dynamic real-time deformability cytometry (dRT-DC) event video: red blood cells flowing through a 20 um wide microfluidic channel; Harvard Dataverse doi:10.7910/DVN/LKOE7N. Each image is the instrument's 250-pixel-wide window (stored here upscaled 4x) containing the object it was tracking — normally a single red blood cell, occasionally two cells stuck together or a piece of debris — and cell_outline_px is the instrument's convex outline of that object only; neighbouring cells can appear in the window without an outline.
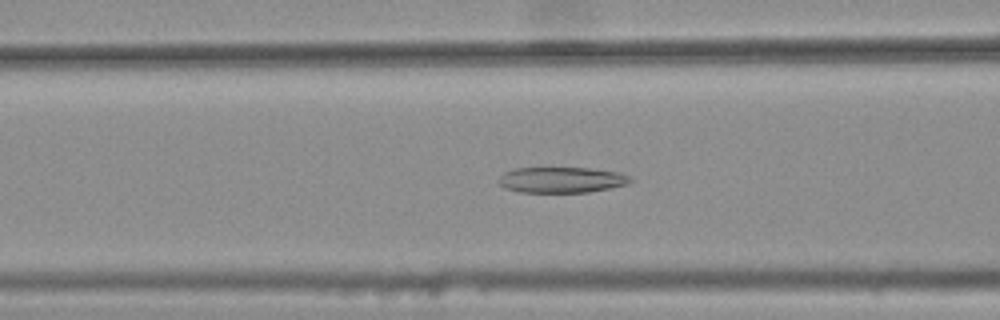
{"species": "common noctule bat (a hibernating species)", "species_latin": "Nyctalus noctula", "temperature_condition": "warm", "stored_images_in_passage": 44, "camera_frame_rate_fps": 3000, "um_per_image_px": 0.085, "animal": {"sex": "female", "body_mass_g": 25.1}, "frame": {"image": 1, "passage_image": 20, "time_ms": 6.333, "image_size_px": [1000, 320], "cell_outline_px": [[632, 180], [628, 184], [612, 188], [588, 192], [520, 192], [504, 188], [496, 180], [504, 172], [512, 168], [592, 168], [616, 172], [628, 176]], "centroid_in_image_um": [47.69, 15.29], "position_along_channel_um": 118.9, "area_um2": 19.83}}
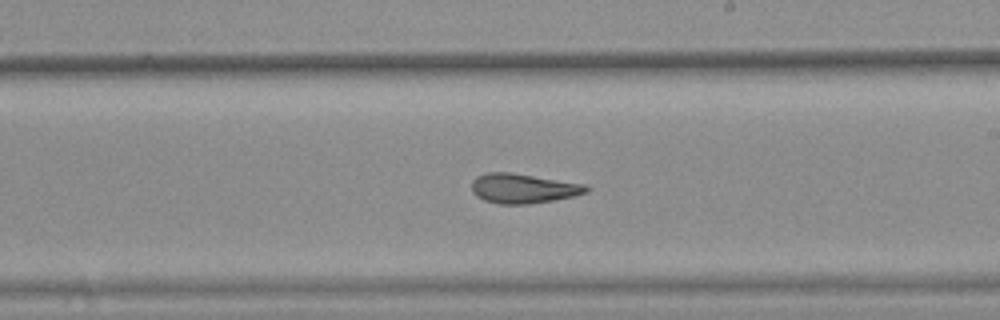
{"frame": {"image": 2, "passage_image": 30, "time_ms": 9.667, "image_size_px": [1000, 320], "cell_outline_px": [[588, 192], [572, 196], [552, 200], [528, 204], [496, 204], [484, 200], [476, 196], [472, 192], [472, 180], [476, 176], [488, 172], [512, 172], [584, 184], [588, 188]], "centroid_in_image_um": [44.41, 16.01], "position_along_channel_um": 244.6, "area_um2": 19.77}}
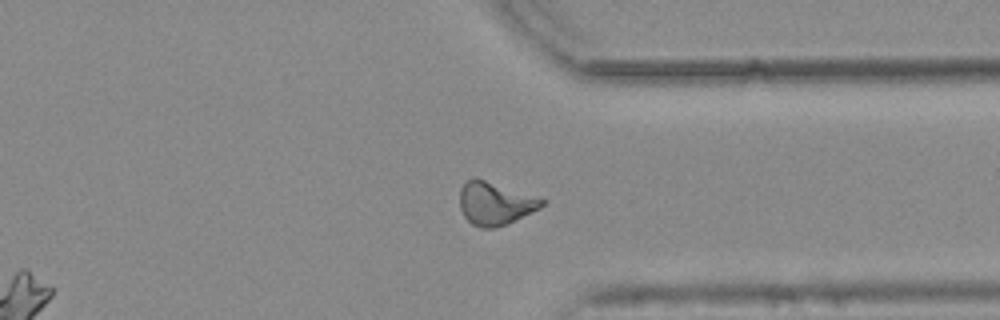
{"frame": {"image": 3, "passage_image": 40, "time_ms": 13.0, "image_size_px": [1000, 320], "cell_outline_px": [[548, 200], [540, 208], [532, 212], [496, 228], [480, 228], [472, 224], [464, 216], [460, 208], [460, 188], [468, 180], [484, 180], [544, 196]], "centroid_in_image_um": [42.17, 17.29], "position_along_channel_um": 369.2, "area_um2": 20.75}, "authors_computed_cell_mechanics": {"area_um2": 20.519, "velocity_mm_per_s": 3.7819, "shape_relaxation_time_tau1_ms": null, "shape_relaxation_time_tau2_ms": 3.2914, "deformation_change_tau1": null, "deformation_change_tau2": 0.1167}}